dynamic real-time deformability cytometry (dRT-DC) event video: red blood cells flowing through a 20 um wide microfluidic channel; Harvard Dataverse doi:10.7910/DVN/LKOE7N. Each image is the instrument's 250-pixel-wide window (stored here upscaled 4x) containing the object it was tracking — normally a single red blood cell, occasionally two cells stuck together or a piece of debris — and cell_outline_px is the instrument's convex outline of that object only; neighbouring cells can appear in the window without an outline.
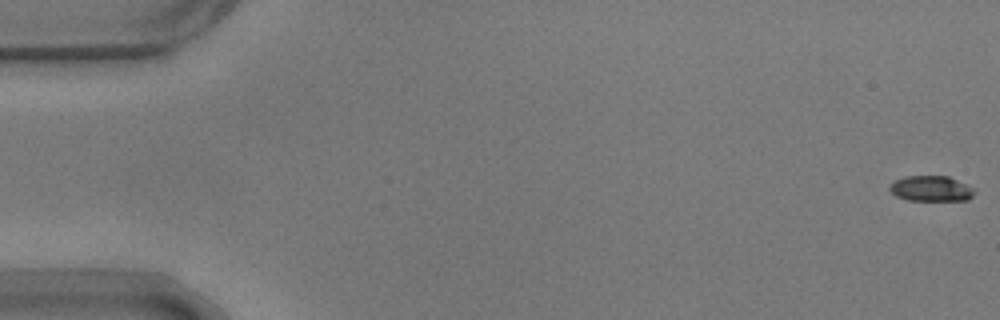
{"species": "common noctule bat (a hibernating species)", "species_latin": "Nyctalus noctula", "temperature_condition": "warm", "stored_images_in_passage": 13, "camera_frame_rate_fps": 3000, "um_per_image_px": 0.085, "animal": {"sex": "male", "body_mass_g": 17.9}, "frame": {"image": 1, "passage_image": 1, "time_ms": 0.0, "image_size_px": [1000, 320], "cell_outline_px": [[976, 192], [968, 200], [908, 200], [896, 196], [888, 188], [896, 180], [904, 176], [948, 176], [972, 188]], "centroid_in_image_um": [79.13, 16.03], "position_along_channel_um": 5.9, "area_um2": 12.37}}